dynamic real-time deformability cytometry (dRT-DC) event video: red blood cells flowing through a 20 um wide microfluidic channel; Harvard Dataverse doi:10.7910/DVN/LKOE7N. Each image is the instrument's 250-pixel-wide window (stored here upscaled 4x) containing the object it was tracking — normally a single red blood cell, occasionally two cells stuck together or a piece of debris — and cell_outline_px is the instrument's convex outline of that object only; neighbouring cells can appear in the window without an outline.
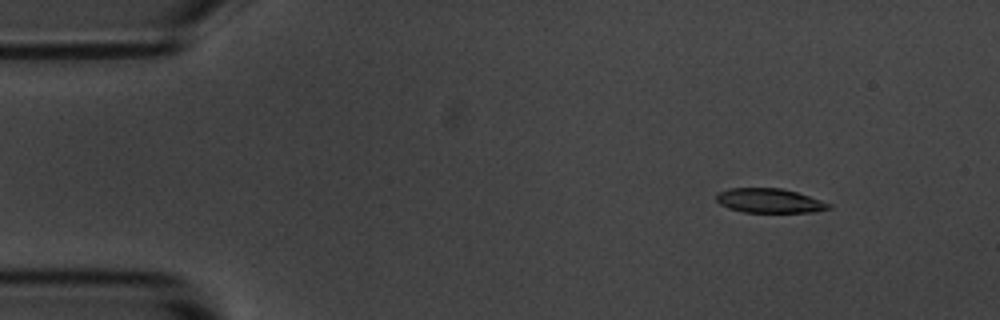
{"species": "common noctule bat (a hibernating species)", "species_latin": "Nyctalus noctula", "temperature_condition": "room temperature", "stored_images_in_passage": 6, "camera_frame_rate_fps": 3000, "um_per_image_px": 0.085, "animal": {"sex": "male", "body_mass_g": 20.1, "forearm_length_mm": 53.5}, "frame": {"image": 1, "passage_image": 3, "time_ms": 0.667, "image_size_px": [1000, 320], "cell_outline_px": [[832, 208], [812, 212], [744, 212], [728, 208], [720, 204], [716, 200], [716, 192], [728, 188], [784, 188], [832, 204]], "centroid_in_image_um": [65.37, 17.05], "position_along_channel_um": 19.6, "area_um2": 16.01}}
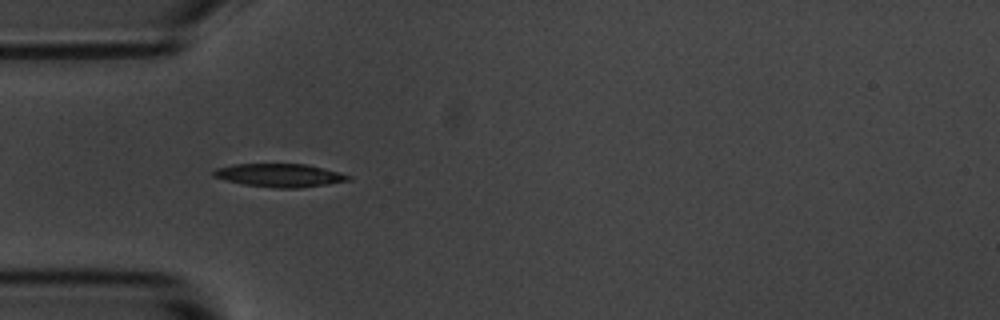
{"frame": {"image": 2, "passage_image": 5, "time_ms": 1.333, "image_size_px": [1000, 320], "cell_outline_px": [[352, 180], [328, 184], [300, 188], [272, 188], [244, 184], [212, 176], [212, 172], [216, 168], [236, 164], [308, 164], [340, 172], [352, 176]], "centroid_in_image_um": [23.83, 14.9], "position_along_channel_um": 61.2, "area_um2": 18.32}}